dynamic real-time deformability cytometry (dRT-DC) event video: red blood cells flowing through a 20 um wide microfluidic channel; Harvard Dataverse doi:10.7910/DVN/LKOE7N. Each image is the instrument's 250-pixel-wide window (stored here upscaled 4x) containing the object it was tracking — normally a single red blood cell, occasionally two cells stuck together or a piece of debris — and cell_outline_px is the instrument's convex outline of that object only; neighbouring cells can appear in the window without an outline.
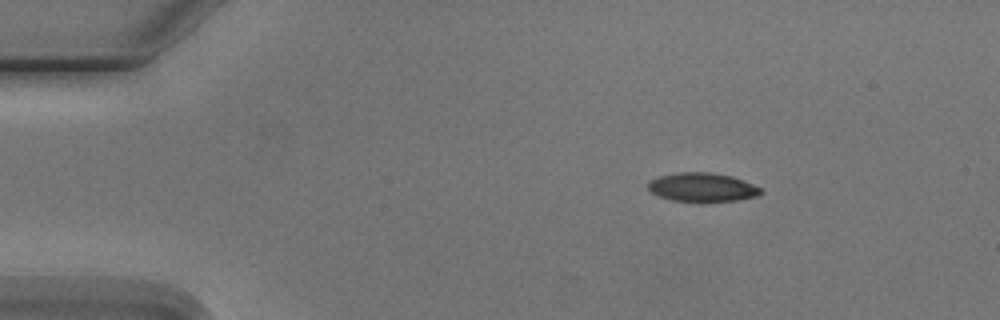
{"species": "Egyptian fruit bat (a non-hibernating species)", "species_latin": "Rousettus aegyptiacus", "temperature_condition": "cold", "stored_images_in_passage": 2, "camera_frame_rate_fps": 3000, "um_per_image_px": 0.085, "animal": {"sex": "male"}, "frame": {"image": 1, "passage_image": 2, "time_ms": 1.333, "image_size_px": [1000, 320], "cell_outline_px": [[764, 192], [756, 196], [736, 200], [672, 200], [660, 196], [652, 192], [648, 188], [648, 184], [652, 180], [660, 176], [680, 172], [708, 172], [732, 176], [752, 184], [760, 188]], "centroid_in_image_um": [59.71, 15.89], "position_along_channel_um": 25.3, "area_um2": 18.26}}